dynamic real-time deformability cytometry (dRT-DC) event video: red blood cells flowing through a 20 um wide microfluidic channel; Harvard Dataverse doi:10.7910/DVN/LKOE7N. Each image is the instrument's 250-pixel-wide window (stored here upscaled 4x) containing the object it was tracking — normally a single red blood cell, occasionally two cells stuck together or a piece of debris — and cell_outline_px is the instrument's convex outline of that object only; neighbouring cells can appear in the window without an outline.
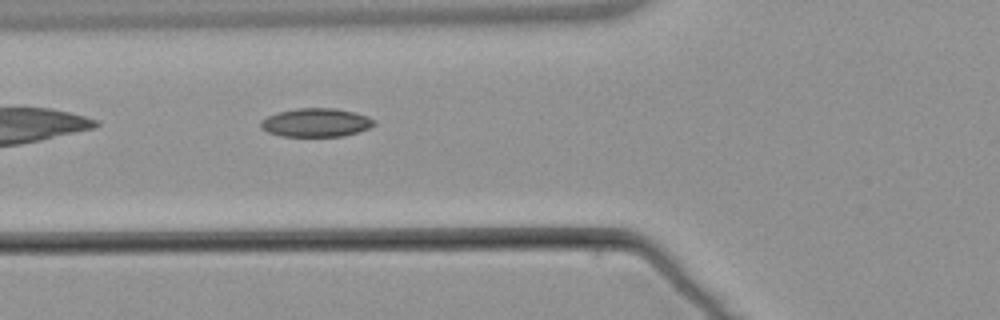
{"species": "common noctule bat (a hibernating species)", "species_latin": "Nyctalus noctula", "temperature_condition": "warm", "stored_images_in_passage": 6, "camera_frame_rate_fps": 3000, "um_per_image_px": 0.085, "animal": {"sex": "male", "body_mass_g": 21.5, "forearm_length_mm": 52.0}, "frame": {"image": 1, "passage_image": 6, "time_ms": 6.0, "image_size_px": [1000, 320], "cell_outline_px": [[376, 124], [360, 132], [344, 136], [280, 136], [268, 132], [260, 128], [260, 120], [276, 112], [296, 108], [336, 108], [356, 112], [368, 116], [376, 120]], "centroid_in_image_um": [26.87, 10.41], "position_along_channel_um": 98.9, "area_um2": 19.19}}